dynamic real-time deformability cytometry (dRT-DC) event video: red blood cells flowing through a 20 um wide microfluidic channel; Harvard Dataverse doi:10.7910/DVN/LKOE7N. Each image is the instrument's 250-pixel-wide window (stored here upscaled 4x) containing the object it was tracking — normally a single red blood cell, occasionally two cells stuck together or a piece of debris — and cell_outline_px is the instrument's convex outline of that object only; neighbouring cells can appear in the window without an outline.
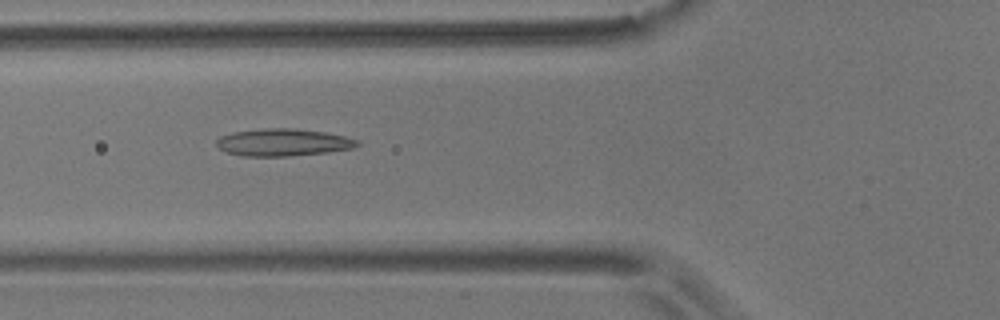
{"species": "common noctule bat (a hibernating species)", "species_latin": "Nyctalus noctula", "temperature_condition": "room temperature", "stored_images_in_passage": 8, "camera_frame_rate_fps": 3000, "um_per_image_px": 0.085, "animal": {"sex": "male", "body_mass_g": 17.9}, "frame": {"image": 1, "passage_image": 6, "time_ms": 5.667, "image_size_px": [1000, 320], "cell_outline_px": [[360, 144], [352, 148], [328, 152], [288, 156], [244, 156], [228, 152], [220, 148], [216, 144], [216, 140], [220, 136], [232, 132], [264, 128], [296, 128], [324, 132], [344, 136], [360, 140]], "centroid_in_image_um": [24.07, 12.09], "position_along_channel_um": 101.7, "area_um2": 22.37}}
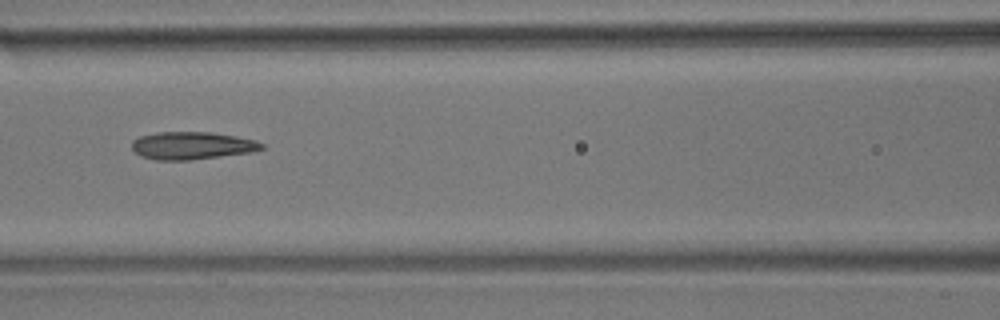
{"frame": {"image": 2, "passage_image": 7, "time_ms": 7.0, "image_size_px": [1000, 320], "cell_outline_px": [[264, 148], [252, 152], [188, 160], [156, 160], [140, 156], [132, 148], [132, 140], [140, 136], [156, 132], [212, 132], [236, 136], [256, 140], [264, 144]], "centroid_in_image_um": [16.31, 12.37], "position_along_channel_um": 150.3, "area_um2": 20.92}}
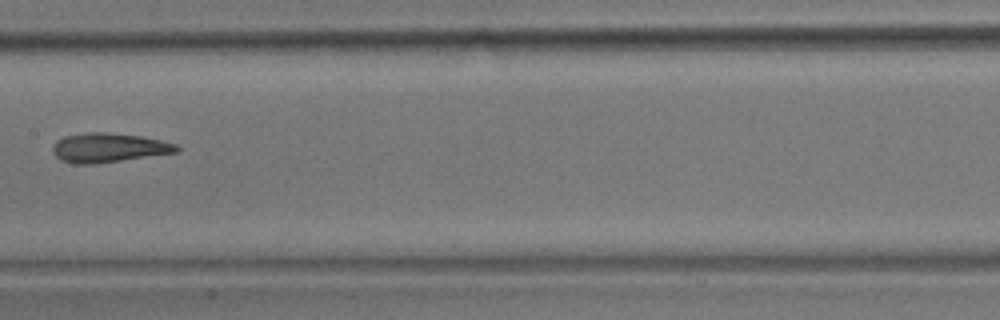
{"frame": {"image": 3, "passage_image": 8, "time_ms": 8.333, "image_size_px": [1000, 320], "cell_outline_px": [[180, 152], [96, 164], [76, 164], [60, 160], [52, 152], [52, 144], [56, 140], [64, 136], [88, 132], [104, 132], [140, 136], [160, 140], [176, 144], [180, 148]], "centroid_in_image_um": [9.22, 12.56], "position_along_channel_um": 198.2, "area_um2": 21.33}}